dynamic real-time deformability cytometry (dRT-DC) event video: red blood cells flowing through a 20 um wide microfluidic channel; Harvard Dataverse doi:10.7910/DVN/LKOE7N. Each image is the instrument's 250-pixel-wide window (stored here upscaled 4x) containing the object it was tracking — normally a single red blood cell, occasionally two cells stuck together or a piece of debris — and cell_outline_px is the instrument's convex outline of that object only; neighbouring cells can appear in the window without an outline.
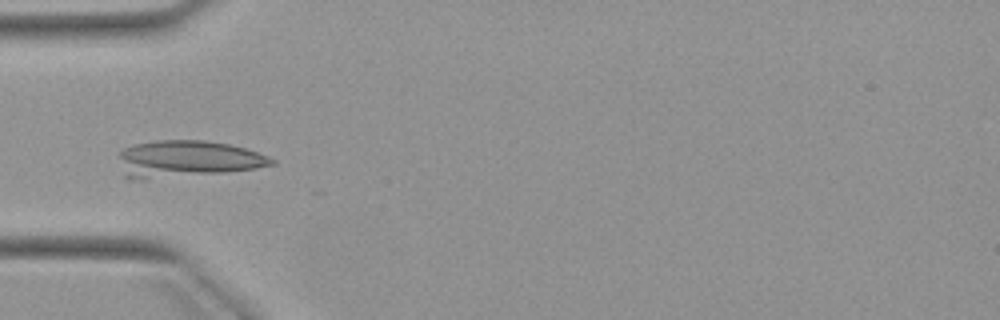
{"species": "Egyptian fruit bat (a non-hibernating species)", "species_latin": "Rousettus aegyptiacus", "temperature_condition": "warm", "stored_images_in_passage": 8, "camera_frame_rate_fps": 3000, "um_per_image_px": 0.085, "animal": {"sex": "female"}, "frame": {"image": 1, "passage_image": 5, "time_ms": 4.667, "image_size_px": [1000, 320], "cell_outline_px": [[276, 164], [256, 168], [224, 172], [148, 180], [128, 180], [124, 176], [120, 156], [120, 152], [124, 148], [136, 144], [156, 140], [204, 140], [228, 144], [244, 148], [268, 156], [276, 160]], "centroid_in_image_um": [15.88, 13.53], "position_along_channel_um": 69.1, "area_um2": 32.83}}
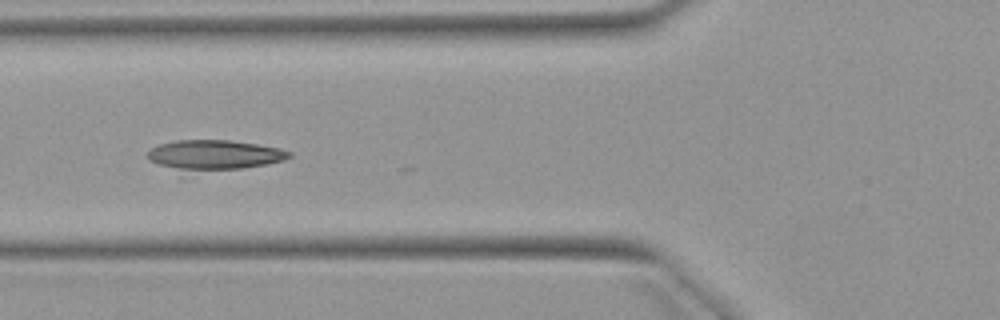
{"frame": {"image": 2, "passage_image": 6, "time_ms": 5.667, "image_size_px": [1000, 320], "cell_outline_px": [[292, 156], [284, 160], [268, 164], [244, 168], [180, 168], [160, 164], [148, 160], [148, 152], [152, 148], [160, 144], [176, 140], [228, 140], [256, 144], [280, 148], [292, 152]], "centroid_in_image_um": [18.31, 13.12], "position_along_channel_um": 107.5, "area_um2": 23.52}}
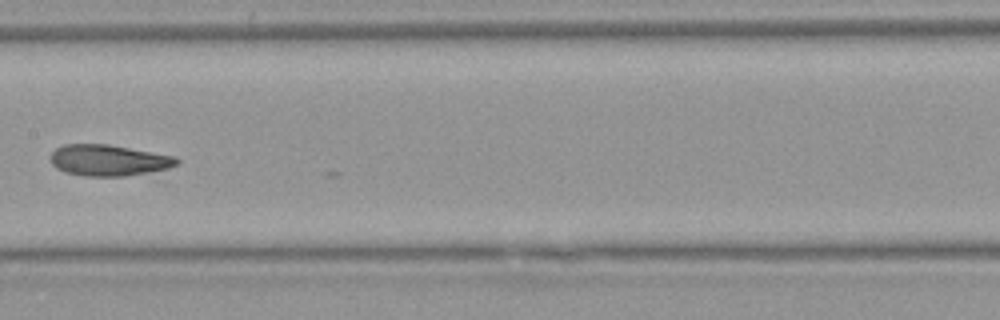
{"frame": {"image": 3, "passage_image": 8, "time_ms": 8.0, "image_size_px": [1000, 320], "cell_outline_px": [[180, 160], [176, 164], [168, 168], [148, 172], [124, 176], [84, 176], [68, 172], [56, 168], [52, 164], [52, 152], [56, 148], [64, 144], [108, 144], [176, 156]], "centroid_in_image_um": [9.24, 13.61], "position_along_channel_um": 198.2, "area_um2": 22.72}}